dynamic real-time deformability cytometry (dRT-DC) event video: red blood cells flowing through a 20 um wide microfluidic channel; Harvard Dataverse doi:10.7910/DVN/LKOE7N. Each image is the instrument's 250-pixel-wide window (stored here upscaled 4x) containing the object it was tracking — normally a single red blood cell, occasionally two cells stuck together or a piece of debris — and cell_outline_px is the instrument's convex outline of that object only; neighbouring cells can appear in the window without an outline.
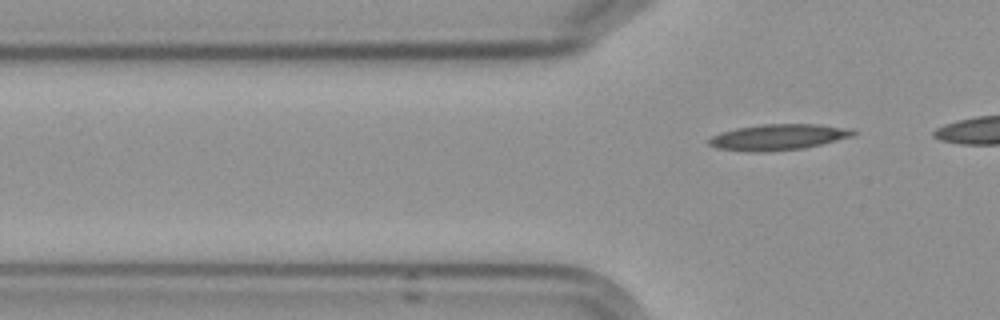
{"species": "Egyptian fruit bat (a non-hibernating species)", "species_latin": "Rousettus aegyptiacus", "temperature_condition": "cold", "stored_images_in_passage": 6, "segment_of_instrument_passage": [2, 2], "camera_frame_rate_fps": 3000, "um_per_image_px": 0.085, "frame": {"image": 1, "passage_image": 6, "time_ms": 6.0, "image_size_px": [1000, 320], "cell_outline_px": [[856, 132], [852, 136], [804, 148], [764, 152], [752, 152], [716, 148], [708, 144], [708, 140], [712, 136], [720, 132], [736, 128], [760, 124], [820, 124], [840, 128]], "centroid_in_image_um": [66.04, 11.66], "position_along_channel_um": 59.8, "area_um2": 21.5}}